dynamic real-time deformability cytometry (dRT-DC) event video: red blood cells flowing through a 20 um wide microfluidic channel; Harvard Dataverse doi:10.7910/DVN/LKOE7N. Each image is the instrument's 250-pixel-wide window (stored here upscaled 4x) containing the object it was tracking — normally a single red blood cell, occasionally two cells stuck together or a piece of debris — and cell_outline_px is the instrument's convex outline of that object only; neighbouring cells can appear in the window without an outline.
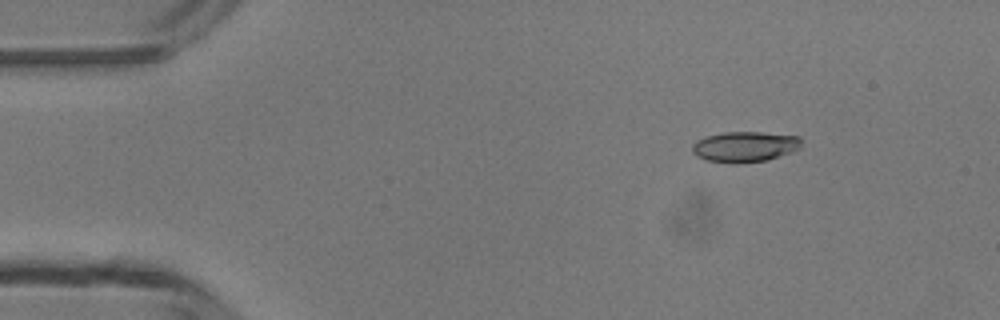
{"species": "common noctule bat (a hibernating species)", "species_latin": "Nyctalus noctula", "temperature_condition": "room temperature", "stored_images_in_passage": 4, "camera_frame_rate_fps": 3000, "um_per_image_px": 0.085, "animal": {"sex": "male", "body_mass_g": 13.3}, "frame": {"image": 1, "passage_image": 2, "time_ms": 1.333, "image_size_px": [1000, 320], "cell_outline_px": [[800, 148], [792, 152], [768, 160], [736, 164], [708, 160], [696, 156], [692, 152], [692, 144], [696, 140], [708, 136], [724, 132], [760, 132], [800, 136]], "centroid_in_image_um": [63.31, 12.47], "position_along_channel_um": 21.7, "area_um2": 19.48}}
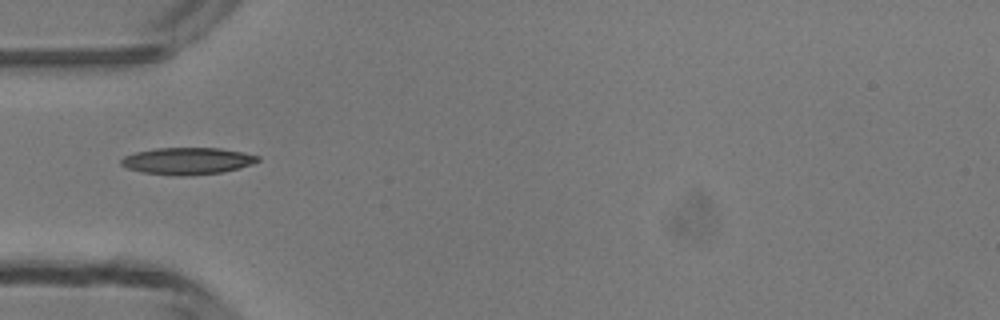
{"frame": {"image": 2, "passage_image": 4, "time_ms": 4.333, "image_size_px": [1000, 320], "cell_outline_px": [[260, 160], [252, 164], [240, 168], [220, 172], [184, 176], [176, 176], [144, 172], [128, 168], [120, 164], [120, 160], [124, 156], [136, 152], [156, 148], [220, 148], [244, 152], [260, 156]], "centroid_in_image_um": [15.95, 13.67], "position_along_channel_um": 69.0, "area_um2": 21.39}}